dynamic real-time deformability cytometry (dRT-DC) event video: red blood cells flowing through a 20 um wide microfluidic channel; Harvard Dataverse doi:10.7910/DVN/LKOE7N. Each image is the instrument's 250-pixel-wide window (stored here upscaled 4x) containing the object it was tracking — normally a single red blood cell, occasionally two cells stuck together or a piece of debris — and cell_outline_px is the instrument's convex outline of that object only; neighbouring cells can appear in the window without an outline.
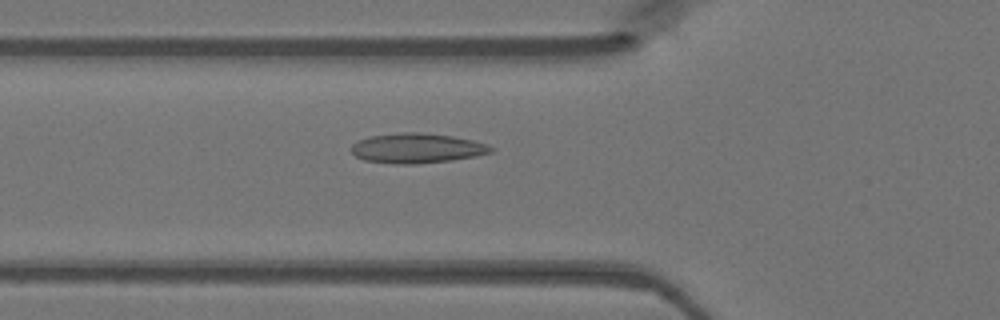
{"species": "Egyptian fruit bat (a non-hibernating species)", "species_latin": "Rousettus aegyptiacus", "temperature_condition": "warm", "stored_images_in_passage": 48, "camera_frame_rate_fps": 3000, "um_per_image_px": 0.085, "animal": {"sex": "female"}, "frame": {"image": 1, "passage_image": 17, "time_ms": 5.333, "image_size_px": [1000, 320], "cell_outline_px": [[496, 148], [492, 152], [476, 156], [452, 160], [416, 164], [392, 164], [364, 160], [356, 156], [352, 152], [352, 144], [356, 140], [372, 136], [404, 132], [420, 132], [452, 136], [472, 140], [488, 144]], "centroid_in_image_um": [35.46, 12.6], "position_along_channel_um": 90.3, "area_um2": 24.39}}
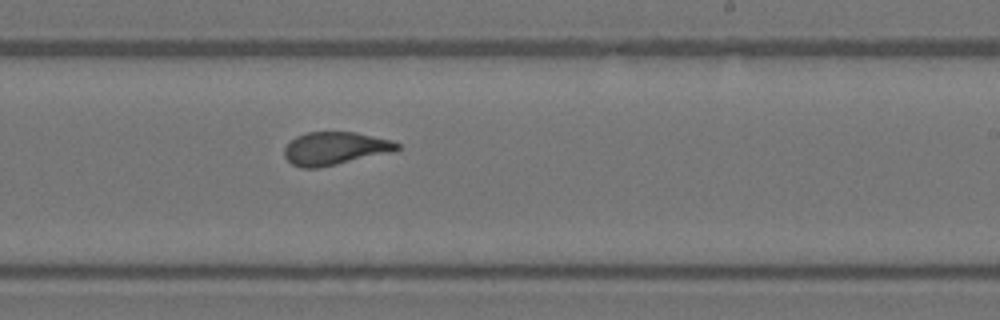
{"frame": {"image": 2, "passage_image": 29, "time_ms": 9.333, "image_size_px": [1000, 320], "cell_outline_px": [[400, 148], [392, 152], [320, 168], [300, 168], [292, 164], [284, 156], [284, 148], [296, 136], [308, 132], [356, 132], [392, 140], [400, 144]], "centroid_in_image_um": [28.48, 12.62], "position_along_channel_um": 260.5, "area_um2": 21.73}}
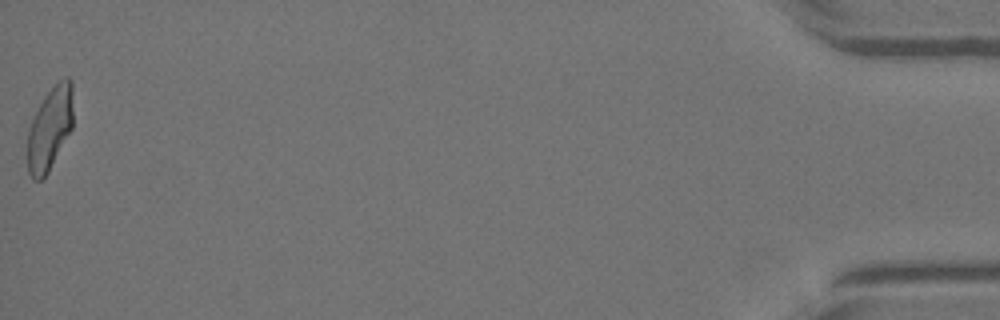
{"frame": {"image": 3, "passage_image": 48, "time_ms": 15.667, "image_size_px": [1000, 320], "cell_outline_px": [[72, 128], [48, 172], [40, 180], [32, 180], [28, 172], [28, 132], [32, 120], [44, 96], [64, 76], [68, 76], [72, 80]], "centroid_in_image_um": [4.24, 10.92], "position_along_channel_um": 431.0, "area_um2": 21.79}}